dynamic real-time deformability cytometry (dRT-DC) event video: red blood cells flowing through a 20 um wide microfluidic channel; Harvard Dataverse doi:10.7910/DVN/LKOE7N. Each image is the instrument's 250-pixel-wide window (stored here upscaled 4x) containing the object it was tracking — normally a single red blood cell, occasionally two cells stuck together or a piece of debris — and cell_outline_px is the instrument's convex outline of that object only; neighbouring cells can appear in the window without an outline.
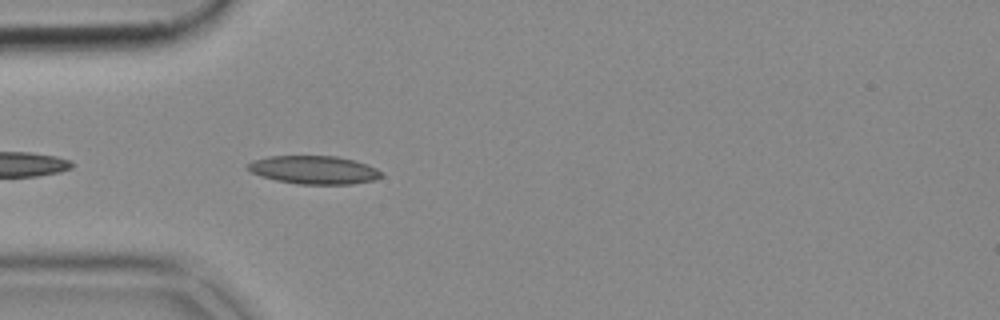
{"species": "common noctule bat (a hibernating species)", "species_latin": "Nyctalus noctula", "temperature_condition": "cold", "stored_images_in_passage": 12, "camera_frame_rate_fps": 3000, "um_per_image_px": 0.085, "animal": {"sex": "female", "body_mass_g": 18.4}, "frame": {"image": 1, "passage_image": 3, "time_ms": 0.667, "image_size_px": [1000, 320], "cell_outline_px": [[384, 176], [372, 180], [352, 184], [296, 184], [276, 180], [260, 176], [244, 168], [252, 160], [268, 156], [336, 156], [352, 160], [376, 168], [384, 172]], "centroid_in_image_um": [26.66, 14.44], "position_along_channel_um": 58.3, "area_um2": 22.02}}
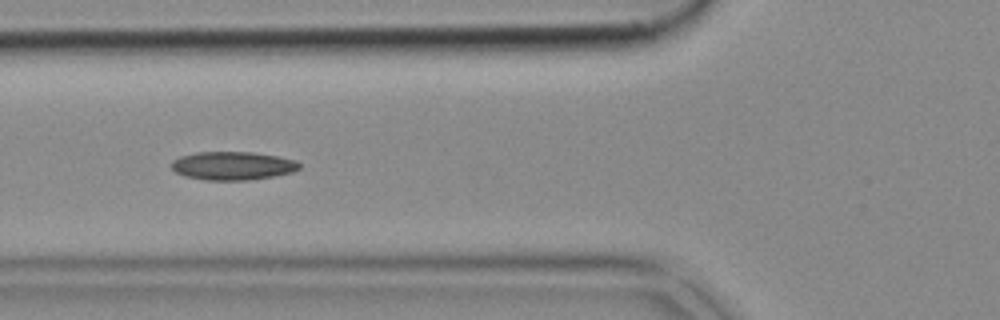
{"frame": {"image": 2, "passage_image": 7, "time_ms": 2.0, "image_size_px": [1000, 320], "cell_outline_px": [[300, 168], [292, 172], [272, 176], [248, 180], [204, 180], [184, 176], [176, 172], [172, 168], [172, 160], [180, 156], [196, 152], [252, 152], [276, 156], [296, 160], [300, 164]], "centroid_in_image_um": [19.76, 14.09], "position_along_channel_um": 106.0, "area_um2": 21.1}}